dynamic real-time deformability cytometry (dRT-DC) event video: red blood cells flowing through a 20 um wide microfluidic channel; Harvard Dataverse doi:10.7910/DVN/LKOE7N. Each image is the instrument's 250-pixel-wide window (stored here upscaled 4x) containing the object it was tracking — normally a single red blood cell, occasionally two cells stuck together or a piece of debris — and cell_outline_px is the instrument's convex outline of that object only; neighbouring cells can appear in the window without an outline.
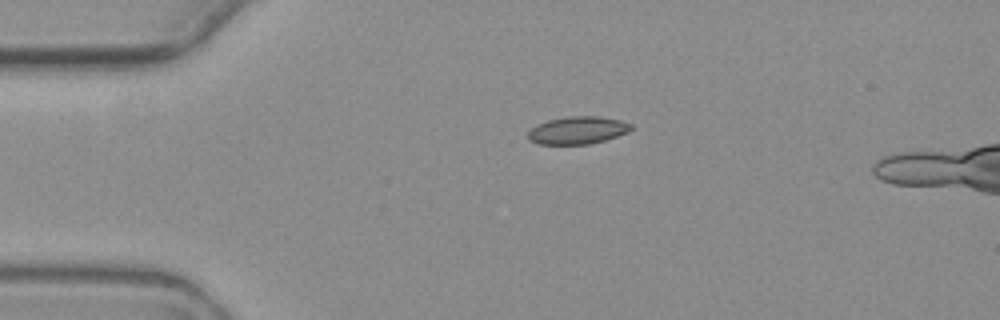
{"species": "common noctule bat (a hibernating species)", "species_latin": "Nyctalus noctula", "temperature_condition": "warm", "stored_images_in_passage": 2, "camera_frame_rate_fps": 3000, "um_per_image_px": 0.085, "animal": {"sex": "female", "body_mass_g": 19.3, "forearm_length_mm": 54.1}, "frame": {"image": 1, "passage_image": 1, "time_ms": 0.0, "image_size_px": [1000, 320], "cell_outline_px": [[632, 128], [628, 132], [604, 140], [588, 144], [540, 144], [528, 140], [528, 132], [532, 128], [548, 120], [568, 116], [600, 116], [620, 120], [632, 124]], "centroid_in_image_um": [49.11, 11.07], "position_along_channel_um": 35.9, "area_um2": 16.42}}